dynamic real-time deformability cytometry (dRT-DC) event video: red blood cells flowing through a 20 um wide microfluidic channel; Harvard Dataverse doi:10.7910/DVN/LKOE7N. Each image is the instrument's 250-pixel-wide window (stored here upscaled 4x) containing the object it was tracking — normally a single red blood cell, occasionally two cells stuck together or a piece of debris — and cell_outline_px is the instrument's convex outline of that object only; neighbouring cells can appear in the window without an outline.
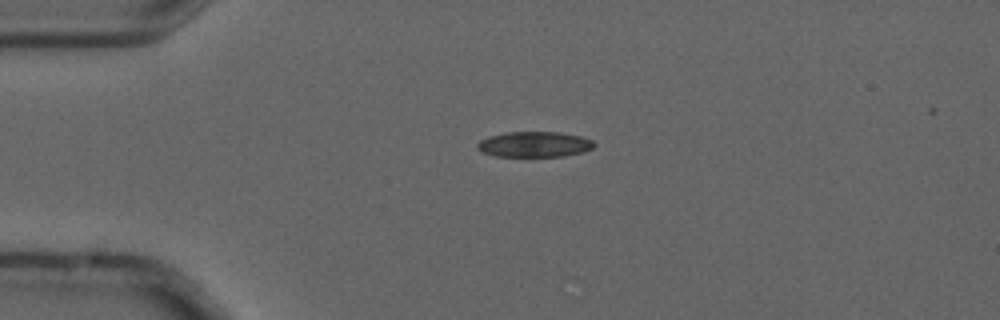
{"species": "common noctule bat (a hibernating species)", "species_latin": "Nyctalus noctula", "temperature_condition": "cold", "stored_images_in_passage": 2, "camera_frame_rate_fps": 3000, "um_per_image_px": 0.085, "animal": {"sex": "male", "forearm_length_mm": 52.5}, "frame": {"image": 1, "passage_image": 1, "time_ms": 0.0, "image_size_px": [1000, 320], "cell_outline_px": [[596, 144], [592, 148], [584, 152], [564, 156], [496, 156], [484, 152], [476, 148], [476, 144], [480, 140], [488, 136], [504, 132], [560, 132], [580, 136], [592, 140]], "centroid_in_image_um": [45.42, 12.26], "position_along_channel_um": 39.6, "area_um2": 17.4}}